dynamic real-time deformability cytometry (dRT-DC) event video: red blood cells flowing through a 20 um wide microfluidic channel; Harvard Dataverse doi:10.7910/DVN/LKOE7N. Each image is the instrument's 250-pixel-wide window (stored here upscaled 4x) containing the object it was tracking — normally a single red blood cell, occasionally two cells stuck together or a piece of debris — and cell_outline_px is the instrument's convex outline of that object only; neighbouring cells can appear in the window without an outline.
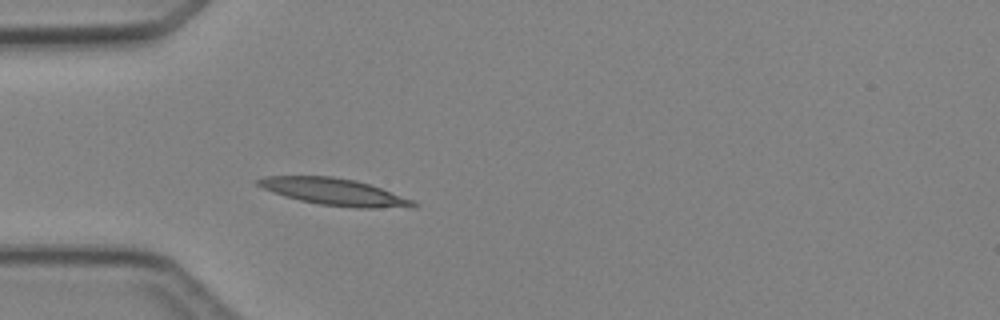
{"species": "Egyptian fruit bat (a non-hibernating species)", "species_latin": "Rousettus aegyptiacus", "temperature_condition": "cold", "stored_images_in_passage": 5, "camera_frame_rate_fps": 3000, "um_per_image_px": 0.085, "animal": {"sex": "female"}, "frame": {"image": 1, "passage_image": 5, "time_ms": 5.667, "image_size_px": [1000, 320], "cell_outline_px": [[420, 204], [416, 208], [356, 208], [320, 204], [300, 200], [284, 196], [264, 188], [256, 184], [256, 180], [264, 176], [332, 176], [356, 180], [380, 188], [412, 200]], "centroid_in_image_um": [28.46, 16.31], "position_along_channel_um": 56.5, "area_um2": 24.22}}